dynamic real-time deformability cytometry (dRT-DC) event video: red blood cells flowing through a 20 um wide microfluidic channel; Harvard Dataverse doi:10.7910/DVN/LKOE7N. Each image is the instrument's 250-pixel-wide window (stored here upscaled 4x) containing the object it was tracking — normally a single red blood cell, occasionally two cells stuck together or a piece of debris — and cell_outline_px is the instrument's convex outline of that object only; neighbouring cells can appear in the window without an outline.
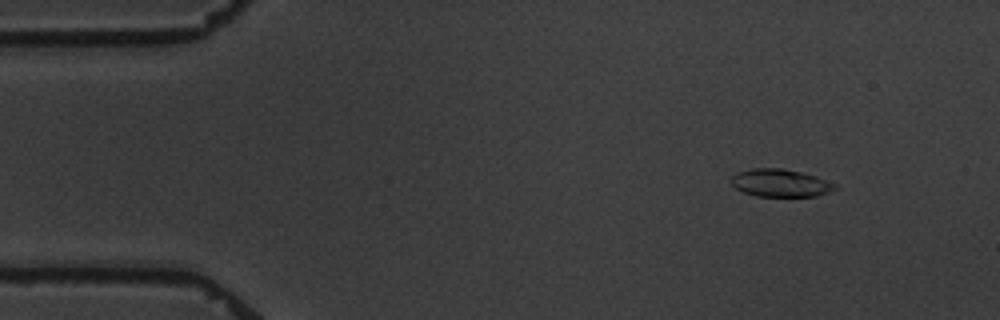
{"species": "common noctule bat (a hibernating species)", "species_latin": "Nyctalus noctula", "temperature_condition": "warm", "stored_images_in_passage": 3, "camera_frame_rate_fps": 3000, "um_per_image_px": 0.085, "animal": {"sex": "male", "body_mass_g": 19.5, "forearm_length_mm": 54.6}, "frame": {"image": 1, "passage_image": 1, "time_ms": 0.0, "image_size_px": [1000, 320], "cell_outline_px": [[836, 188], [828, 192], [816, 196], [756, 196], [744, 192], [736, 188], [728, 180], [736, 172], [752, 168], [780, 168], [800, 172], [816, 176], [836, 184]], "centroid_in_image_um": [66.28, 15.55], "position_along_channel_um": 18.7, "area_um2": 16.7}}
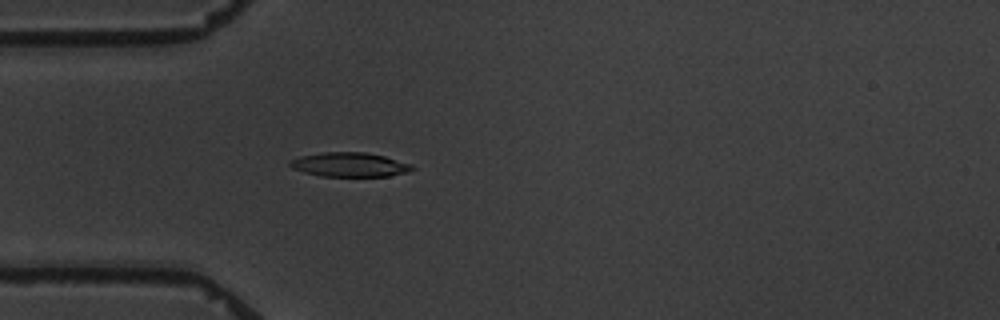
{"frame": {"image": 2, "passage_image": 3, "time_ms": 3.333, "image_size_px": [1000, 320], "cell_outline_px": [[416, 168], [408, 172], [388, 176], [320, 176], [304, 172], [292, 168], [288, 164], [288, 160], [300, 156], [324, 152], [364, 152], [384, 156], [412, 164]], "centroid_in_image_um": [29.71, 13.99], "position_along_channel_um": 55.3, "area_um2": 17.34}}